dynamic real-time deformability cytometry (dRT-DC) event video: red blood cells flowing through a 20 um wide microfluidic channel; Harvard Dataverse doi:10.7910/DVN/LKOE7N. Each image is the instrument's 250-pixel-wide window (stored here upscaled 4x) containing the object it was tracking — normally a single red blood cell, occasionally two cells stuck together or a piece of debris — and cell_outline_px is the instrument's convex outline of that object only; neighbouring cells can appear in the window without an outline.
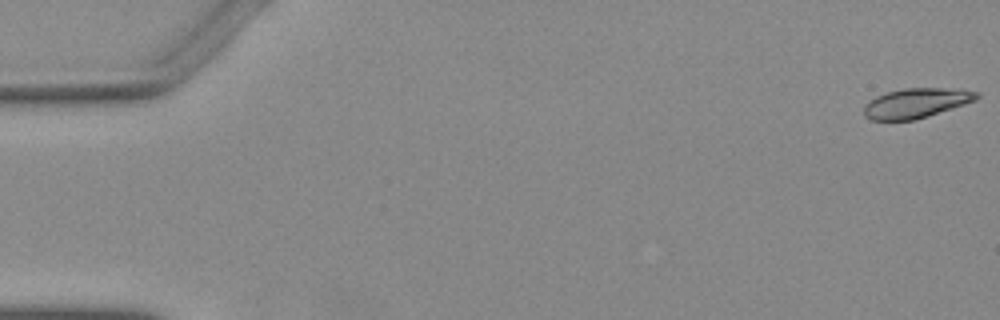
{"species": "Egyptian fruit bat (a non-hibernating species)", "species_latin": "Rousettus aegyptiacus", "temperature_condition": "warm", "stored_images_in_passage": 54, "camera_frame_rate_fps": 3000, "um_per_image_px": 0.085, "animal": {"sex": "female"}, "frame": {"image": 1, "passage_image": 1, "time_ms": 0.0, "image_size_px": [1000, 320], "cell_outline_px": [[980, 96], [976, 100], [928, 116], [912, 120], [868, 120], [864, 116], [864, 108], [868, 100], [876, 96], [888, 92], [904, 88], [960, 88], [980, 92]], "centroid_in_image_um": [77.89, 8.75], "position_along_channel_um": 7.1, "area_um2": 19.65}}
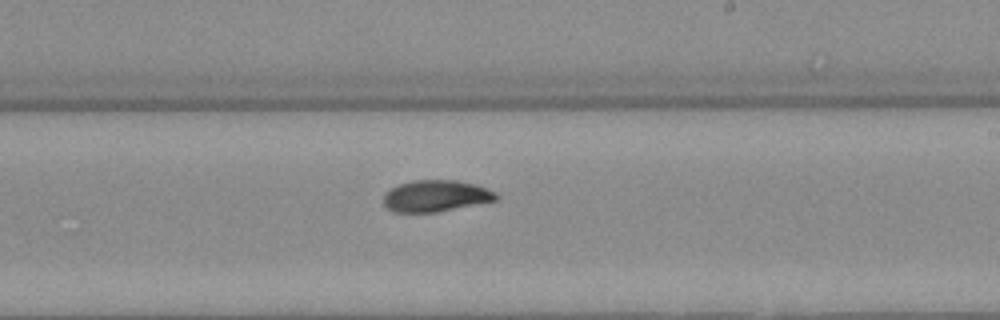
{"frame": {"image": 2, "passage_image": 32, "time_ms": 10.333, "image_size_px": [1000, 320], "cell_outline_px": [[500, 196], [496, 200], [436, 212], [392, 212], [384, 204], [384, 192], [400, 184], [412, 180], [456, 180], [476, 184], [496, 192]], "centroid_in_image_um": [37.04, 16.65], "position_along_channel_um": 252.0, "area_um2": 20.63}}
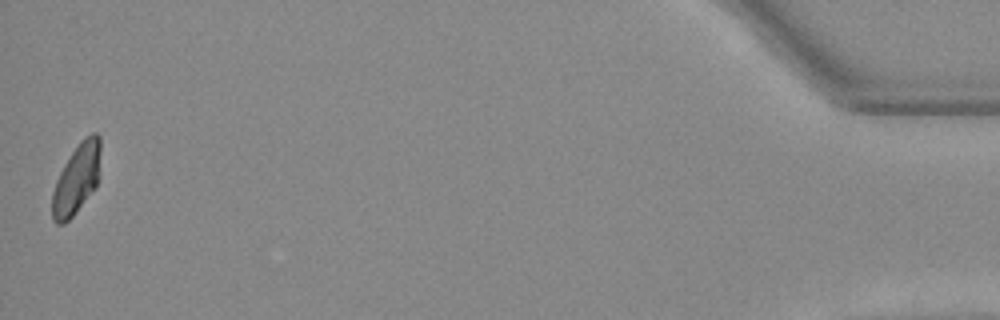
{"frame": {"image": 3, "passage_image": 53, "time_ms": 17.333, "image_size_px": [1000, 320], "cell_outline_px": [[100, 152], [96, 188], [76, 212], [64, 224], [56, 224], [52, 220], [52, 192], [56, 180], [64, 164], [80, 140], [84, 136], [92, 132], [96, 132], [100, 136]], "centroid_in_image_um": [6.5, 15.21], "position_along_channel_um": 428.7, "area_um2": 19.77}}